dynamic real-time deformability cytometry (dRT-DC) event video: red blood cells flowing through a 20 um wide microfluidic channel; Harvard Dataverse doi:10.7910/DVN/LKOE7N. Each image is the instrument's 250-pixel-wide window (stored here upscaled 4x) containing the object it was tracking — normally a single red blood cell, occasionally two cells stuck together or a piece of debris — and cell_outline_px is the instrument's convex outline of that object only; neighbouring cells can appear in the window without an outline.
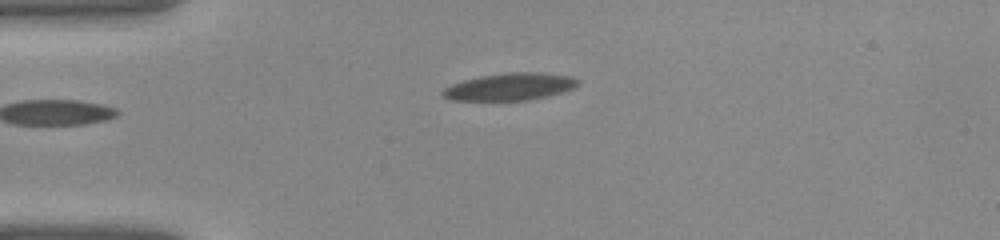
{"species": "common noctule bat (a hibernating species)", "species_latin": "Nyctalus noctula", "temperature_condition": "warm", "stored_images_in_passage": 34, "camera_frame_rate_fps": 3000, "um_per_image_px": 0.085, "animal": {"sex": "female", "body_mass_g": 22.0, "forearm_length_mm": 56.7}, "frame": {"image": 1, "passage_image": 1, "time_ms": 0.0, "image_size_px": [1000, 240], "cell_outline_px": [[580, 84], [572, 88], [548, 96], [528, 100], [452, 100], [440, 96], [440, 92], [444, 88], [452, 84], [464, 80], [480, 76], [508, 72], [540, 72], [572, 76], [580, 80]], "centroid_in_image_um": [43.34, 7.36], "position_along_channel_um": 41.7, "area_um2": 21.56}}
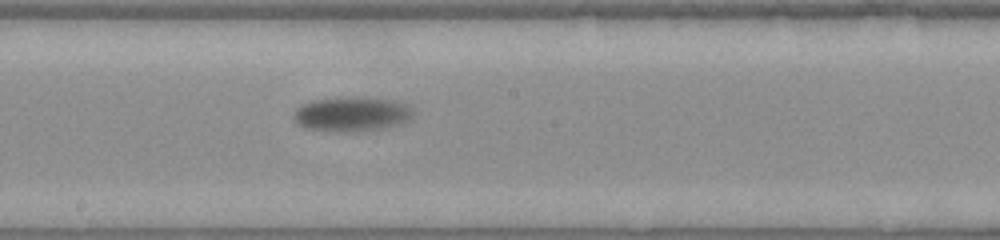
{"frame": {"image": 2, "passage_image": 14, "time_ms": 4.333, "image_size_px": [1000, 240], "cell_outline_px": [[416, 116], [412, 120], [404, 124], [384, 128], [360, 132], [332, 132], [304, 128], [292, 116], [296, 108], [312, 100], [340, 96], [360, 96], [392, 100], [408, 104], [412, 108]], "centroid_in_image_um": [29.98, 9.7], "position_along_channel_um": 218.2, "area_um2": 25.09}}
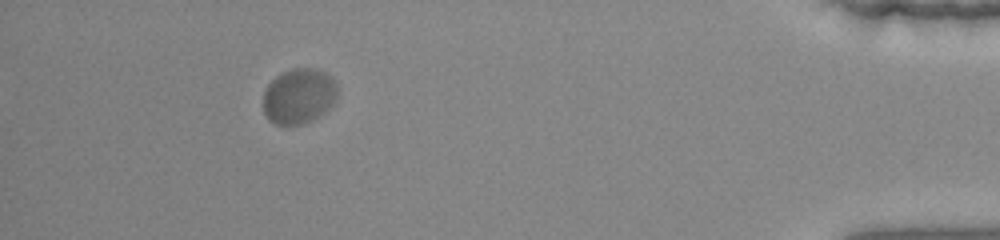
{"frame": {"image": 3, "passage_image": 30, "time_ms": 9.667, "image_size_px": [1000, 240], "cell_outline_px": [[336, 96], [332, 104], [324, 112], [312, 120], [304, 124], [276, 124], [268, 120], [264, 112], [264, 92], [268, 84], [276, 76], [292, 68], [316, 68], [332, 76], [336, 84]], "centroid_in_image_um": [25.4, 8.16], "position_along_channel_um": 409.8, "area_um2": 23.81}}